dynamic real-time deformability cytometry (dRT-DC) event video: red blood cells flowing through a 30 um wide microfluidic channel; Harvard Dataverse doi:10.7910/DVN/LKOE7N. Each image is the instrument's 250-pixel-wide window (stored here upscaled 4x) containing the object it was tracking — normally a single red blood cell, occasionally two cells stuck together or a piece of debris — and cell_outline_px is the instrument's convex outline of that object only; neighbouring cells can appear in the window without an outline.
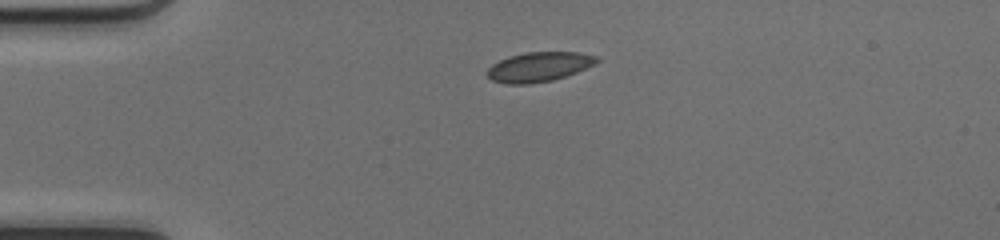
{"species": "common noctule bat (a hibernating species)", "species_latin": "Nyctalus noctula", "temperature_condition": "cold", "stored_images_in_passage": 39, "camera_frame_rate_fps": 3000, "um_per_image_px": 0.085, "animal": {"sex": "female", "body_mass_g": 17.0, "forearm_length_mm": 48.0}, "frame": {"image": 1, "passage_image": 1, "time_ms": 0.0, "image_size_px": [1000, 240], "cell_outline_px": [[600, 60], [576, 72], [552, 80], [528, 84], [504, 84], [492, 80], [488, 76], [488, 68], [492, 64], [508, 56], [528, 52], [580, 52], [596, 56]], "centroid_in_image_um": [45.77, 5.68], "position_along_channel_um": 39.2, "area_um2": 18.67}}
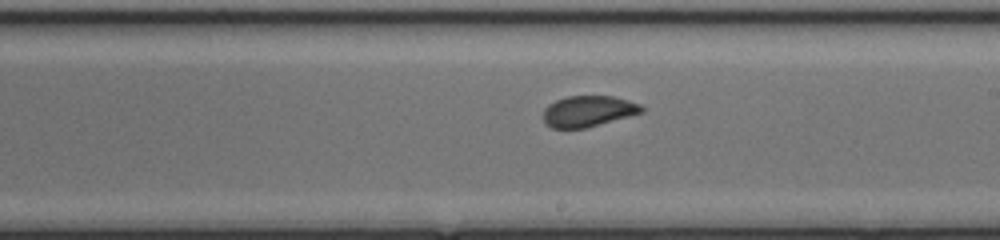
{"frame": {"image": 2, "passage_image": 18, "time_ms": 5.667, "image_size_px": [1000, 240], "cell_outline_px": [[644, 112], [584, 128], [552, 128], [544, 124], [544, 108], [548, 104], [556, 100], [568, 96], [612, 96], [640, 104], [644, 108]], "centroid_in_image_um": [49.97, 9.45], "position_along_channel_um": 239.0, "area_um2": 17.63}}
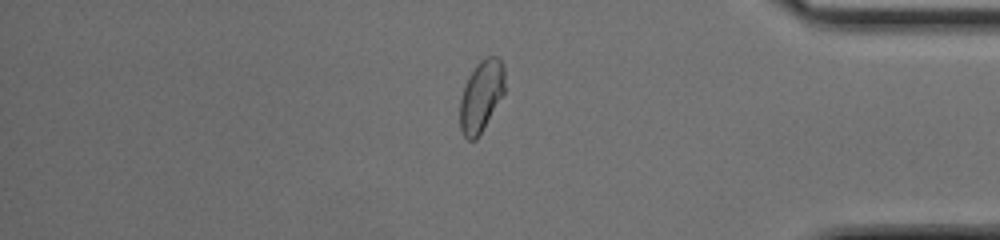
{"frame": {"image": 3, "passage_image": 31, "time_ms": 10.0, "image_size_px": [1000, 240], "cell_outline_px": [[504, 92], [476, 140], [468, 140], [464, 136], [460, 128], [460, 100], [468, 76], [476, 64], [480, 60], [488, 56], [496, 56], [500, 60], [504, 68]], "centroid_in_image_um": [40.89, 8.14], "position_along_channel_um": 394.3, "area_um2": 18.32}, "authors_computed_cell_mechanics": {"area_um2": 18.6116, "velocity_mm_per_s": 4.1693, "shape_relaxation_time_tau1_ms": null, "shape_relaxation_time_tau2_ms": 0.725, "deformation_change_tau1": null, "deformation_change_tau2": 0.0329}}